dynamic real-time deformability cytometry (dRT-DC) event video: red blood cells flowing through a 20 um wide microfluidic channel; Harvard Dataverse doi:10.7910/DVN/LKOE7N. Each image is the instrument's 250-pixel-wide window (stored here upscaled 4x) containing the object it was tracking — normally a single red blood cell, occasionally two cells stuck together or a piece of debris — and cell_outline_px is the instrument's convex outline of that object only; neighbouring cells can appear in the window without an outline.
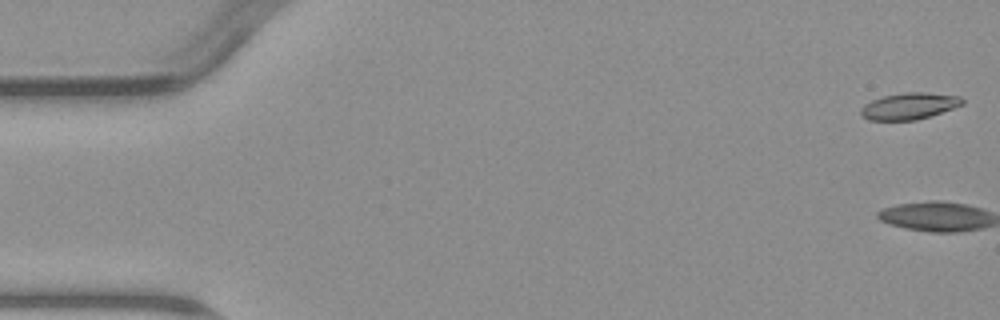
{"species": "common noctule bat (a hibernating species)", "species_latin": "Nyctalus noctula", "temperature_condition": "warm", "stored_images_in_passage": 5, "camera_frame_rate_fps": 3000, "um_per_image_px": 0.085, "animal": {"sex": "male", "body_mass_g": 23.1, "forearm_length_mm": 52.7}, "frame": {"image": 1, "passage_image": 1, "time_ms": 0.0, "image_size_px": [1000, 320], "cell_outline_px": [[964, 104], [916, 120], [868, 120], [860, 116], [860, 108], [864, 104], [872, 100], [884, 96], [904, 92], [928, 92], [960, 96], [964, 100]], "centroid_in_image_um": [77.25, 9.01], "position_along_channel_um": 7.8, "area_um2": 15.72}}